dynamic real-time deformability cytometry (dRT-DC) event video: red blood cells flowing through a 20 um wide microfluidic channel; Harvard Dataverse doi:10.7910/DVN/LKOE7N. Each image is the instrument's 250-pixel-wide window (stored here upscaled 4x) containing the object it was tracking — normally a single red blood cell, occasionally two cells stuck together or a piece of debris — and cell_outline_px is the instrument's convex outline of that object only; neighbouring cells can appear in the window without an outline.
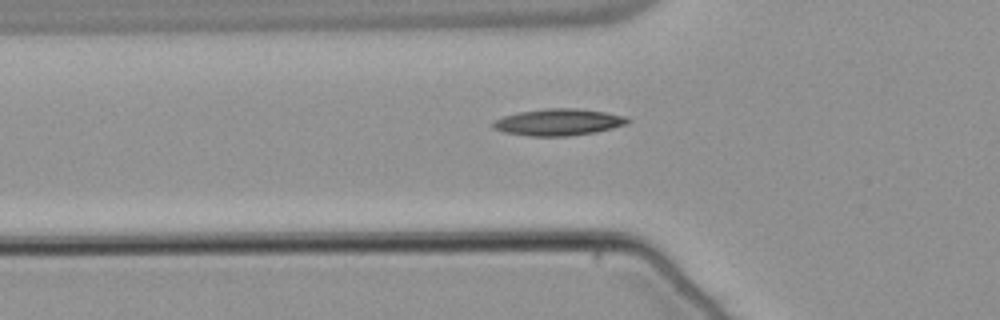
{"species": "common noctule bat (a hibernating species)", "species_latin": "Nyctalus noctula", "temperature_condition": "warm", "stored_images_in_passage": 37, "camera_frame_rate_fps": 3000, "um_per_image_px": 0.085, "animal": {"sex": "male", "body_mass_g": 21.5, "forearm_length_mm": 52.0}, "frame": {"image": 1, "passage_image": 4, "time_ms": 1.0, "image_size_px": [1000, 320], "cell_outline_px": [[632, 120], [628, 124], [596, 132], [568, 136], [528, 136], [504, 132], [492, 128], [492, 120], [504, 116], [520, 112], [544, 108], [576, 108], [604, 112], [624, 116]], "centroid_in_image_um": [47.45, 10.38], "position_along_channel_um": 78.3, "area_um2": 21.04}}
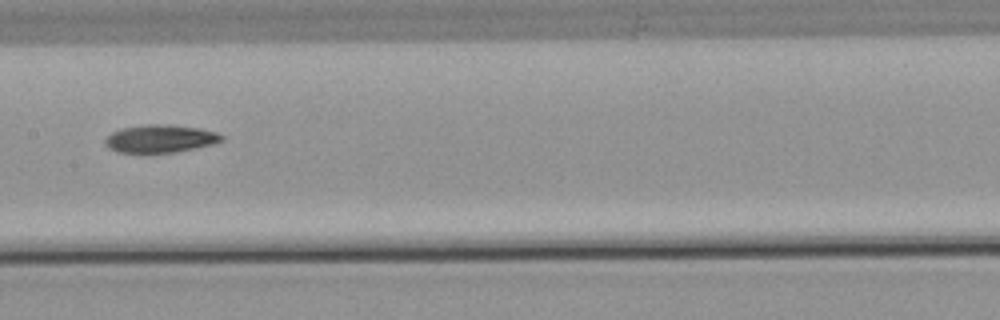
{"frame": {"image": 2, "passage_image": 13, "time_ms": 4.0, "image_size_px": [1000, 320], "cell_outline_px": [[224, 140], [212, 144], [196, 148], [176, 152], [116, 152], [108, 148], [104, 144], [104, 140], [112, 132], [120, 128], [144, 124], [164, 124], [200, 128], [216, 132], [224, 136]], "centroid_in_image_um": [13.61, 11.78], "position_along_channel_um": 193.8, "area_um2": 18.96}}
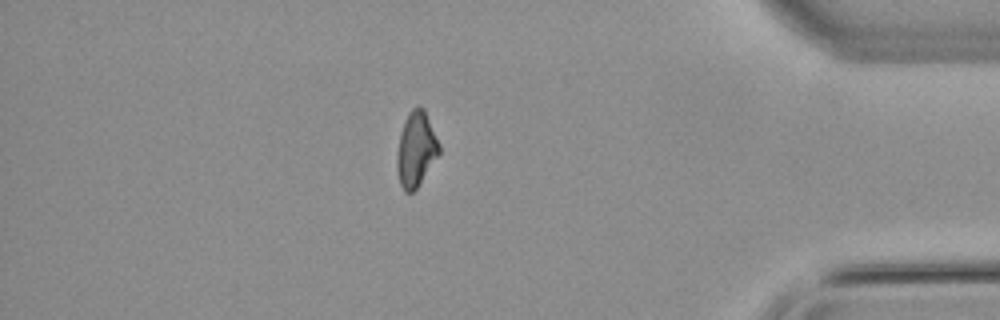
{"frame": {"image": 3, "passage_image": 32, "time_ms": 10.333, "image_size_px": [1000, 320], "cell_outline_px": [[440, 152], [416, 188], [412, 192], [404, 192], [400, 184], [396, 168], [396, 156], [400, 132], [404, 120], [408, 112], [412, 108], [424, 108], [440, 144]], "centroid_in_image_um": [35.34, 12.67], "position_along_channel_um": 399.9, "area_um2": 18.32}, "authors_computed_cell_mechanics": {"area_um2": 18.9006, "velocity_mm_per_s": 3.8224, "shape_relaxation_time_tau1_ms": null, "shape_relaxation_time_tau2_ms": 6.4985, "deformation_change_tau1": null, "deformation_change_tau2": 0.1306}}